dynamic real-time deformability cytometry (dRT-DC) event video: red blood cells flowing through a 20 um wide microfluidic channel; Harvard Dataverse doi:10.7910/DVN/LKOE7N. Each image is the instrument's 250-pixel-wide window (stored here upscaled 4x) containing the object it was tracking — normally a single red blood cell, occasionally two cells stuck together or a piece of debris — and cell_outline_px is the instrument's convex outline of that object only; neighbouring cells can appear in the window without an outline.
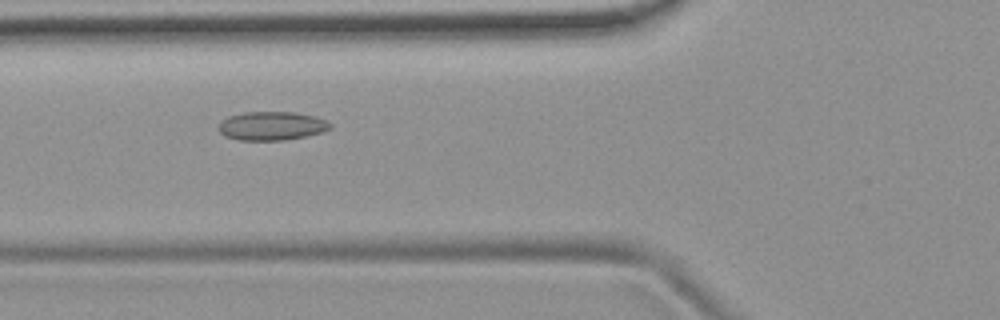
{"species": "common noctule bat (a hibernating species)", "species_latin": "Nyctalus noctula", "temperature_condition": "room temperature", "stored_images_in_passage": 49, "camera_frame_rate_fps": 3000, "um_per_image_px": 0.085, "animal": {"sex": "female", "body_mass_g": 19.9}, "frame": {"image": 1, "passage_image": 16, "time_ms": 5.0, "image_size_px": [1000, 320], "cell_outline_px": [[332, 128], [320, 132], [304, 136], [284, 140], [240, 140], [224, 136], [220, 132], [220, 124], [228, 116], [244, 112], [296, 112], [316, 116], [332, 124]], "centroid_in_image_um": [23.11, 10.69], "position_along_channel_um": 102.7, "area_um2": 18.5}}
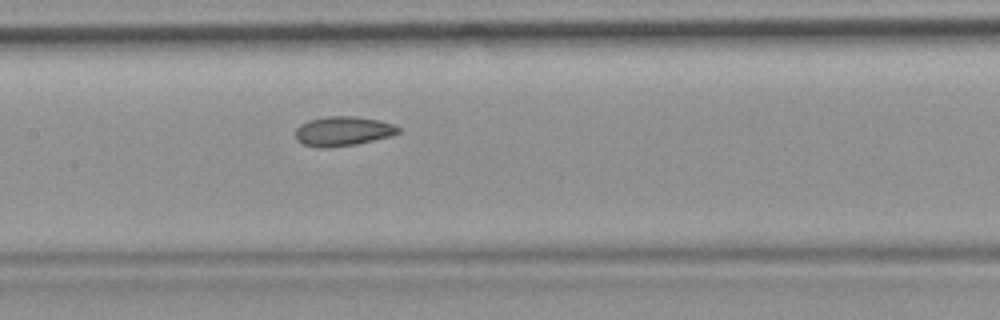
{"frame": {"image": 2, "passage_image": 22, "time_ms": 7.0, "image_size_px": [1000, 320], "cell_outline_px": [[400, 132], [392, 136], [356, 144], [304, 144], [296, 140], [296, 128], [300, 124], [308, 120], [328, 116], [356, 116], [376, 120], [392, 124], [400, 128]], "centroid_in_image_um": [29.2, 11.09], "position_along_channel_um": 178.2, "area_um2": 16.82}}
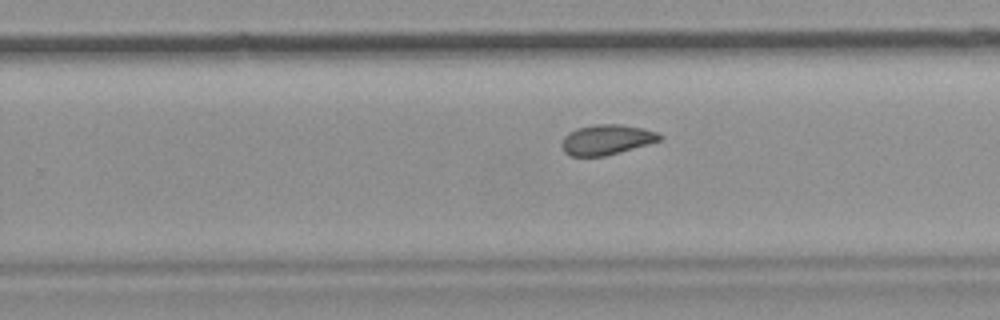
{"frame": {"image": 3, "passage_image": 30, "time_ms": 9.667, "image_size_px": [1000, 320], "cell_outline_px": [[664, 136], [660, 140], [648, 144], [620, 152], [604, 156], [572, 156], [564, 152], [564, 136], [568, 132], [576, 128], [592, 124], [620, 124], [644, 128], [656, 132]], "centroid_in_image_um": [51.58, 11.85], "position_along_channel_um": 278.2, "area_um2": 17.11}, "authors_computed_cell_mechanics": {"area_um2": 17.8602, "velocity_mm_per_s": 3.7712, "shape_relaxation_time_tau1_ms": null, "shape_relaxation_time_tau2_ms": 3.2269, "deformation_change_tau1": null, "deformation_change_tau2": 0.0825}}